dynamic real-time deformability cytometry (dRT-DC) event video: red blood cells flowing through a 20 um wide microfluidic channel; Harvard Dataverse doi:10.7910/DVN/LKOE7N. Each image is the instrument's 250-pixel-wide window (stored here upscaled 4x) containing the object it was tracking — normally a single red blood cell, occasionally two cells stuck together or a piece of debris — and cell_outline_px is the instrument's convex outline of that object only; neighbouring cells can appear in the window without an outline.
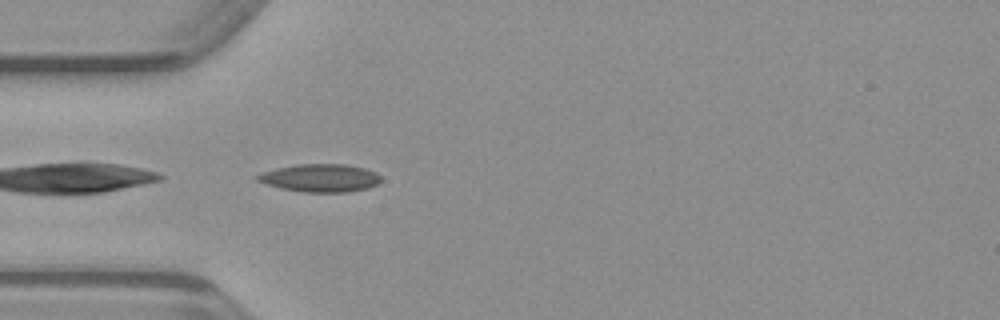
{"species": "common noctule bat (a hibernating species)", "species_latin": "Nyctalus noctula", "temperature_condition": "warm", "stored_images_in_passage": 32, "camera_frame_rate_fps": 3000, "um_per_image_px": 0.085, "animal": {"sex": "male", "body_mass_g": 23.1, "forearm_length_mm": 52.7}, "frame": {"image": 1, "passage_image": 1, "time_ms": 0.0, "image_size_px": [1000, 320], "cell_outline_px": [[380, 180], [376, 184], [368, 188], [348, 192], [304, 192], [280, 188], [264, 184], [256, 180], [252, 176], [276, 168], [296, 164], [344, 164], [364, 168], [376, 172], [380, 176]], "centroid_in_image_um": [27.17, 15.13], "position_along_channel_um": 57.8, "area_um2": 20.17}}
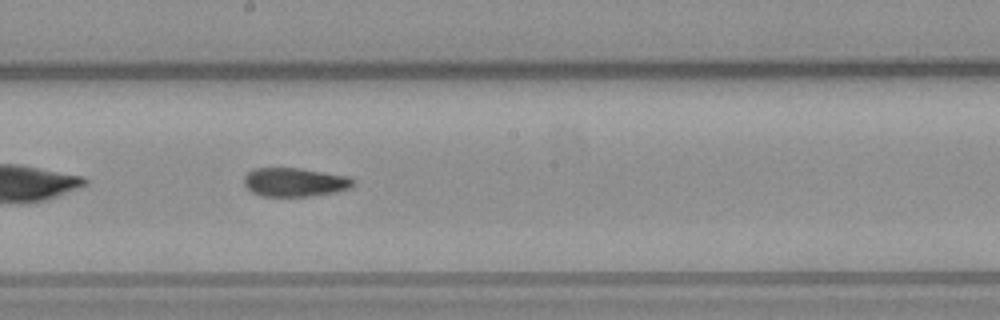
{"frame": {"image": 2, "passage_image": 13, "time_ms": 4.0, "image_size_px": [1000, 320], "cell_outline_px": [[356, 184], [348, 188], [336, 192], [308, 196], [264, 196], [252, 192], [244, 184], [244, 176], [252, 168], [300, 168], [348, 176]], "centroid_in_image_um": [25.03, 15.48], "position_along_channel_um": 223.2, "area_um2": 18.21}}
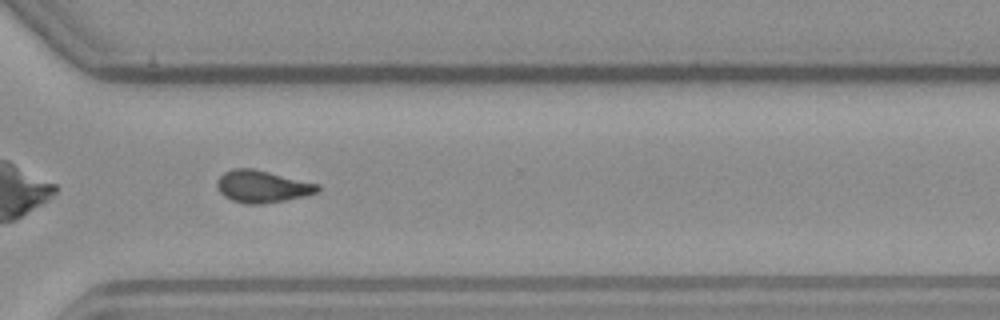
{"frame": {"image": 3, "passage_image": 22, "time_ms": 7.0, "image_size_px": [1000, 320], "cell_outline_px": [[320, 192], [304, 196], [264, 204], [248, 204], [232, 200], [224, 196], [220, 192], [216, 184], [216, 180], [224, 172], [232, 168], [252, 168], [320, 184]], "centroid_in_image_um": [22.29, 15.85], "position_along_channel_um": 348.3, "area_um2": 18.9}}